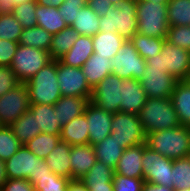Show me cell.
Wrapping results in <instances>:
<instances>
[{"mask_svg": "<svg viewBox=\"0 0 190 191\" xmlns=\"http://www.w3.org/2000/svg\"><path fill=\"white\" fill-rule=\"evenodd\" d=\"M60 140V135H51L41 132L24 146L37 157L44 159L56 147Z\"/></svg>", "mask_w": 190, "mask_h": 191, "instance_id": "cell-36", "label": "cell"}, {"mask_svg": "<svg viewBox=\"0 0 190 191\" xmlns=\"http://www.w3.org/2000/svg\"><path fill=\"white\" fill-rule=\"evenodd\" d=\"M178 116L179 124L190 127V83L177 81L170 97Z\"/></svg>", "mask_w": 190, "mask_h": 191, "instance_id": "cell-23", "label": "cell"}, {"mask_svg": "<svg viewBox=\"0 0 190 191\" xmlns=\"http://www.w3.org/2000/svg\"><path fill=\"white\" fill-rule=\"evenodd\" d=\"M114 169L105 163L96 161L88 173L80 178L85 185H105V183L113 182Z\"/></svg>", "mask_w": 190, "mask_h": 191, "instance_id": "cell-38", "label": "cell"}, {"mask_svg": "<svg viewBox=\"0 0 190 191\" xmlns=\"http://www.w3.org/2000/svg\"><path fill=\"white\" fill-rule=\"evenodd\" d=\"M96 161L93 145L72 146L70 149L71 180L80 179L88 173Z\"/></svg>", "mask_w": 190, "mask_h": 191, "instance_id": "cell-19", "label": "cell"}, {"mask_svg": "<svg viewBox=\"0 0 190 191\" xmlns=\"http://www.w3.org/2000/svg\"><path fill=\"white\" fill-rule=\"evenodd\" d=\"M19 42L0 39V66H10Z\"/></svg>", "mask_w": 190, "mask_h": 191, "instance_id": "cell-47", "label": "cell"}, {"mask_svg": "<svg viewBox=\"0 0 190 191\" xmlns=\"http://www.w3.org/2000/svg\"><path fill=\"white\" fill-rule=\"evenodd\" d=\"M7 180L4 162L0 160V189Z\"/></svg>", "mask_w": 190, "mask_h": 191, "instance_id": "cell-56", "label": "cell"}, {"mask_svg": "<svg viewBox=\"0 0 190 191\" xmlns=\"http://www.w3.org/2000/svg\"><path fill=\"white\" fill-rule=\"evenodd\" d=\"M36 2H24L14 7L15 19L22 25L23 29L37 26Z\"/></svg>", "mask_w": 190, "mask_h": 191, "instance_id": "cell-41", "label": "cell"}, {"mask_svg": "<svg viewBox=\"0 0 190 191\" xmlns=\"http://www.w3.org/2000/svg\"><path fill=\"white\" fill-rule=\"evenodd\" d=\"M137 115L146 134L180 125L170 98H147Z\"/></svg>", "mask_w": 190, "mask_h": 191, "instance_id": "cell-3", "label": "cell"}, {"mask_svg": "<svg viewBox=\"0 0 190 191\" xmlns=\"http://www.w3.org/2000/svg\"><path fill=\"white\" fill-rule=\"evenodd\" d=\"M142 166L144 181L152 184L164 185L173 188L172 167L173 160L149 149L143 143Z\"/></svg>", "mask_w": 190, "mask_h": 191, "instance_id": "cell-10", "label": "cell"}, {"mask_svg": "<svg viewBox=\"0 0 190 191\" xmlns=\"http://www.w3.org/2000/svg\"><path fill=\"white\" fill-rule=\"evenodd\" d=\"M112 6L119 5L124 0H107Z\"/></svg>", "mask_w": 190, "mask_h": 191, "instance_id": "cell-59", "label": "cell"}, {"mask_svg": "<svg viewBox=\"0 0 190 191\" xmlns=\"http://www.w3.org/2000/svg\"><path fill=\"white\" fill-rule=\"evenodd\" d=\"M87 5V0H65L58 8L67 26L74 23L80 8Z\"/></svg>", "mask_w": 190, "mask_h": 191, "instance_id": "cell-44", "label": "cell"}, {"mask_svg": "<svg viewBox=\"0 0 190 191\" xmlns=\"http://www.w3.org/2000/svg\"><path fill=\"white\" fill-rule=\"evenodd\" d=\"M57 80V60H52L25 82L30 104L54 105L62 97Z\"/></svg>", "mask_w": 190, "mask_h": 191, "instance_id": "cell-4", "label": "cell"}, {"mask_svg": "<svg viewBox=\"0 0 190 191\" xmlns=\"http://www.w3.org/2000/svg\"><path fill=\"white\" fill-rule=\"evenodd\" d=\"M122 101L121 78L110 74L106 76L94 89L90 102L109 113L120 111Z\"/></svg>", "mask_w": 190, "mask_h": 191, "instance_id": "cell-13", "label": "cell"}, {"mask_svg": "<svg viewBox=\"0 0 190 191\" xmlns=\"http://www.w3.org/2000/svg\"><path fill=\"white\" fill-rule=\"evenodd\" d=\"M4 165L7 178L26 179L32 185L53 173L44 159L37 157L24 145Z\"/></svg>", "mask_w": 190, "mask_h": 191, "instance_id": "cell-2", "label": "cell"}, {"mask_svg": "<svg viewBox=\"0 0 190 191\" xmlns=\"http://www.w3.org/2000/svg\"><path fill=\"white\" fill-rule=\"evenodd\" d=\"M78 32L71 26H67L57 34H53L49 54L52 60H59L70 50L74 42L79 38Z\"/></svg>", "mask_w": 190, "mask_h": 191, "instance_id": "cell-30", "label": "cell"}, {"mask_svg": "<svg viewBox=\"0 0 190 191\" xmlns=\"http://www.w3.org/2000/svg\"><path fill=\"white\" fill-rule=\"evenodd\" d=\"M67 191H89L80 179H72L69 181Z\"/></svg>", "mask_w": 190, "mask_h": 191, "instance_id": "cell-52", "label": "cell"}, {"mask_svg": "<svg viewBox=\"0 0 190 191\" xmlns=\"http://www.w3.org/2000/svg\"><path fill=\"white\" fill-rule=\"evenodd\" d=\"M51 61L48 51L19 44L10 67L17 79L25 83Z\"/></svg>", "mask_w": 190, "mask_h": 191, "instance_id": "cell-7", "label": "cell"}, {"mask_svg": "<svg viewBox=\"0 0 190 191\" xmlns=\"http://www.w3.org/2000/svg\"><path fill=\"white\" fill-rule=\"evenodd\" d=\"M57 77L62 96H76L91 100L92 89L82 72V68L72 67L57 60Z\"/></svg>", "mask_w": 190, "mask_h": 191, "instance_id": "cell-12", "label": "cell"}, {"mask_svg": "<svg viewBox=\"0 0 190 191\" xmlns=\"http://www.w3.org/2000/svg\"><path fill=\"white\" fill-rule=\"evenodd\" d=\"M93 40L91 36L80 35L73 46L59 60L68 66L82 68L88 58L93 55Z\"/></svg>", "mask_w": 190, "mask_h": 191, "instance_id": "cell-24", "label": "cell"}, {"mask_svg": "<svg viewBox=\"0 0 190 191\" xmlns=\"http://www.w3.org/2000/svg\"><path fill=\"white\" fill-rule=\"evenodd\" d=\"M15 5H9V0H0V15L13 13Z\"/></svg>", "mask_w": 190, "mask_h": 191, "instance_id": "cell-53", "label": "cell"}, {"mask_svg": "<svg viewBox=\"0 0 190 191\" xmlns=\"http://www.w3.org/2000/svg\"><path fill=\"white\" fill-rule=\"evenodd\" d=\"M52 34L39 26L23 29L19 44L49 51Z\"/></svg>", "mask_w": 190, "mask_h": 191, "instance_id": "cell-33", "label": "cell"}, {"mask_svg": "<svg viewBox=\"0 0 190 191\" xmlns=\"http://www.w3.org/2000/svg\"><path fill=\"white\" fill-rule=\"evenodd\" d=\"M144 179L113 175V191H142Z\"/></svg>", "mask_w": 190, "mask_h": 191, "instance_id": "cell-45", "label": "cell"}, {"mask_svg": "<svg viewBox=\"0 0 190 191\" xmlns=\"http://www.w3.org/2000/svg\"><path fill=\"white\" fill-rule=\"evenodd\" d=\"M22 31L23 27L13 13L0 15V39L20 42Z\"/></svg>", "mask_w": 190, "mask_h": 191, "instance_id": "cell-40", "label": "cell"}, {"mask_svg": "<svg viewBox=\"0 0 190 191\" xmlns=\"http://www.w3.org/2000/svg\"><path fill=\"white\" fill-rule=\"evenodd\" d=\"M99 17L88 5L80 8L74 23L70 26L73 27L79 35L94 36L99 31Z\"/></svg>", "mask_w": 190, "mask_h": 191, "instance_id": "cell-31", "label": "cell"}, {"mask_svg": "<svg viewBox=\"0 0 190 191\" xmlns=\"http://www.w3.org/2000/svg\"><path fill=\"white\" fill-rule=\"evenodd\" d=\"M70 179L52 173L39 179L34 185L36 191H67Z\"/></svg>", "mask_w": 190, "mask_h": 191, "instance_id": "cell-43", "label": "cell"}, {"mask_svg": "<svg viewBox=\"0 0 190 191\" xmlns=\"http://www.w3.org/2000/svg\"><path fill=\"white\" fill-rule=\"evenodd\" d=\"M88 102L86 98L62 96L54 104V112H57L60 125L63 127L70 120L81 116Z\"/></svg>", "mask_w": 190, "mask_h": 191, "instance_id": "cell-25", "label": "cell"}, {"mask_svg": "<svg viewBox=\"0 0 190 191\" xmlns=\"http://www.w3.org/2000/svg\"><path fill=\"white\" fill-rule=\"evenodd\" d=\"M0 191H36L34 185H32L26 179H9L2 185Z\"/></svg>", "mask_w": 190, "mask_h": 191, "instance_id": "cell-48", "label": "cell"}, {"mask_svg": "<svg viewBox=\"0 0 190 191\" xmlns=\"http://www.w3.org/2000/svg\"><path fill=\"white\" fill-rule=\"evenodd\" d=\"M87 5L98 15L105 16L112 6L107 0H87Z\"/></svg>", "mask_w": 190, "mask_h": 191, "instance_id": "cell-49", "label": "cell"}, {"mask_svg": "<svg viewBox=\"0 0 190 191\" xmlns=\"http://www.w3.org/2000/svg\"><path fill=\"white\" fill-rule=\"evenodd\" d=\"M61 140L71 146L89 144L88 122L86 115L70 120L61 129Z\"/></svg>", "mask_w": 190, "mask_h": 191, "instance_id": "cell-26", "label": "cell"}, {"mask_svg": "<svg viewBox=\"0 0 190 191\" xmlns=\"http://www.w3.org/2000/svg\"><path fill=\"white\" fill-rule=\"evenodd\" d=\"M111 59L93 53L82 66V72L91 89L100 83L106 76L112 74Z\"/></svg>", "mask_w": 190, "mask_h": 191, "instance_id": "cell-22", "label": "cell"}, {"mask_svg": "<svg viewBox=\"0 0 190 191\" xmlns=\"http://www.w3.org/2000/svg\"><path fill=\"white\" fill-rule=\"evenodd\" d=\"M145 144L149 149L172 160L190 156V127L179 125L148 133Z\"/></svg>", "mask_w": 190, "mask_h": 191, "instance_id": "cell-1", "label": "cell"}, {"mask_svg": "<svg viewBox=\"0 0 190 191\" xmlns=\"http://www.w3.org/2000/svg\"><path fill=\"white\" fill-rule=\"evenodd\" d=\"M71 145L60 140L56 147L44 158L51 171L58 176L71 180L70 149Z\"/></svg>", "mask_w": 190, "mask_h": 191, "instance_id": "cell-21", "label": "cell"}, {"mask_svg": "<svg viewBox=\"0 0 190 191\" xmlns=\"http://www.w3.org/2000/svg\"><path fill=\"white\" fill-rule=\"evenodd\" d=\"M167 21L169 26H190V0H170Z\"/></svg>", "mask_w": 190, "mask_h": 191, "instance_id": "cell-34", "label": "cell"}, {"mask_svg": "<svg viewBox=\"0 0 190 191\" xmlns=\"http://www.w3.org/2000/svg\"><path fill=\"white\" fill-rule=\"evenodd\" d=\"M177 81L164 69L150 68L146 64L139 82L148 98H170Z\"/></svg>", "mask_w": 190, "mask_h": 191, "instance_id": "cell-14", "label": "cell"}, {"mask_svg": "<svg viewBox=\"0 0 190 191\" xmlns=\"http://www.w3.org/2000/svg\"><path fill=\"white\" fill-rule=\"evenodd\" d=\"M144 1H153L155 3H164V4H168V2L170 0H135V2H144Z\"/></svg>", "mask_w": 190, "mask_h": 191, "instance_id": "cell-58", "label": "cell"}, {"mask_svg": "<svg viewBox=\"0 0 190 191\" xmlns=\"http://www.w3.org/2000/svg\"><path fill=\"white\" fill-rule=\"evenodd\" d=\"M37 0H9V5H19L23 4L24 2H36Z\"/></svg>", "mask_w": 190, "mask_h": 191, "instance_id": "cell-57", "label": "cell"}, {"mask_svg": "<svg viewBox=\"0 0 190 191\" xmlns=\"http://www.w3.org/2000/svg\"><path fill=\"white\" fill-rule=\"evenodd\" d=\"M94 53L112 59L126 41L118 33L99 31L92 36Z\"/></svg>", "mask_w": 190, "mask_h": 191, "instance_id": "cell-27", "label": "cell"}, {"mask_svg": "<svg viewBox=\"0 0 190 191\" xmlns=\"http://www.w3.org/2000/svg\"><path fill=\"white\" fill-rule=\"evenodd\" d=\"M29 111L36 118L37 129L42 133L61 135L62 126L58 122L57 112H54V105L30 104Z\"/></svg>", "mask_w": 190, "mask_h": 191, "instance_id": "cell-20", "label": "cell"}, {"mask_svg": "<svg viewBox=\"0 0 190 191\" xmlns=\"http://www.w3.org/2000/svg\"><path fill=\"white\" fill-rule=\"evenodd\" d=\"M166 41L190 52V26H169Z\"/></svg>", "mask_w": 190, "mask_h": 191, "instance_id": "cell-42", "label": "cell"}, {"mask_svg": "<svg viewBox=\"0 0 190 191\" xmlns=\"http://www.w3.org/2000/svg\"><path fill=\"white\" fill-rule=\"evenodd\" d=\"M136 11L138 33L154 38L167 37V4L153 1L136 2Z\"/></svg>", "mask_w": 190, "mask_h": 191, "instance_id": "cell-6", "label": "cell"}, {"mask_svg": "<svg viewBox=\"0 0 190 191\" xmlns=\"http://www.w3.org/2000/svg\"><path fill=\"white\" fill-rule=\"evenodd\" d=\"M142 191H175V190L168 186L144 182Z\"/></svg>", "mask_w": 190, "mask_h": 191, "instance_id": "cell-51", "label": "cell"}, {"mask_svg": "<svg viewBox=\"0 0 190 191\" xmlns=\"http://www.w3.org/2000/svg\"><path fill=\"white\" fill-rule=\"evenodd\" d=\"M121 85L120 111L128 114H138L148 98L140 82L133 78L121 79Z\"/></svg>", "mask_w": 190, "mask_h": 191, "instance_id": "cell-17", "label": "cell"}, {"mask_svg": "<svg viewBox=\"0 0 190 191\" xmlns=\"http://www.w3.org/2000/svg\"><path fill=\"white\" fill-rule=\"evenodd\" d=\"M171 180L175 191L190 189V156L173 160Z\"/></svg>", "mask_w": 190, "mask_h": 191, "instance_id": "cell-37", "label": "cell"}, {"mask_svg": "<svg viewBox=\"0 0 190 191\" xmlns=\"http://www.w3.org/2000/svg\"><path fill=\"white\" fill-rule=\"evenodd\" d=\"M187 81L190 83V73H189V76L187 78Z\"/></svg>", "mask_w": 190, "mask_h": 191, "instance_id": "cell-60", "label": "cell"}, {"mask_svg": "<svg viewBox=\"0 0 190 191\" xmlns=\"http://www.w3.org/2000/svg\"><path fill=\"white\" fill-rule=\"evenodd\" d=\"M146 64L150 68L163 69L164 68L163 56L160 53H158L153 57L147 59Z\"/></svg>", "mask_w": 190, "mask_h": 191, "instance_id": "cell-50", "label": "cell"}, {"mask_svg": "<svg viewBox=\"0 0 190 191\" xmlns=\"http://www.w3.org/2000/svg\"><path fill=\"white\" fill-rule=\"evenodd\" d=\"M30 108L28 89L20 83L6 94L0 96V123L10 126Z\"/></svg>", "mask_w": 190, "mask_h": 191, "instance_id": "cell-11", "label": "cell"}, {"mask_svg": "<svg viewBox=\"0 0 190 191\" xmlns=\"http://www.w3.org/2000/svg\"><path fill=\"white\" fill-rule=\"evenodd\" d=\"M89 191H113V183H105V185H88Z\"/></svg>", "mask_w": 190, "mask_h": 191, "instance_id": "cell-54", "label": "cell"}, {"mask_svg": "<svg viewBox=\"0 0 190 191\" xmlns=\"http://www.w3.org/2000/svg\"><path fill=\"white\" fill-rule=\"evenodd\" d=\"M124 150L111 136L106 137L102 142L94 145L97 161L105 163L112 169L116 168Z\"/></svg>", "mask_w": 190, "mask_h": 191, "instance_id": "cell-29", "label": "cell"}, {"mask_svg": "<svg viewBox=\"0 0 190 191\" xmlns=\"http://www.w3.org/2000/svg\"><path fill=\"white\" fill-rule=\"evenodd\" d=\"M160 54L163 56L164 70L176 80H187L190 73V52L164 41Z\"/></svg>", "mask_w": 190, "mask_h": 191, "instance_id": "cell-15", "label": "cell"}, {"mask_svg": "<svg viewBox=\"0 0 190 191\" xmlns=\"http://www.w3.org/2000/svg\"><path fill=\"white\" fill-rule=\"evenodd\" d=\"M37 26L42 27L50 34H57L67 27L63 17L59 13L58 7L41 6L36 3Z\"/></svg>", "mask_w": 190, "mask_h": 191, "instance_id": "cell-28", "label": "cell"}, {"mask_svg": "<svg viewBox=\"0 0 190 191\" xmlns=\"http://www.w3.org/2000/svg\"><path fill=\"white\" fill-rule=\"evenodd\" d=\"M22 146L10 126L0 127V160L5 162Z\"/></svg>", "mask_w": 190, "mask_h": 191, "instance_id": "cell-39", "label": "cell"}, {"mask_svg": "<svg viewBox=\"0 0 190 191\" xmlns=\"http://www.w3.org/2000/svg\"><path fill=\"white\" fill-rule=\"evenodd\" d=\"M165 40L166 38L148 37L137 32L130 42L136 48L139 55L147 60L161 52Z\"/></svg>", "mask_w": 190, "mask_h": 191, "instance_id": "cell-35", "label": "cell"}, {"mask_svg": "<svg viewBox=\"0 0 190 191\" xmlns=\"http://www.w3.org/2000/svg\"><path fill=\"white\" fill-rule=\"evenodd\" d=\"M84 114L88 122L89 144L94 146L110 136L112 113L98 108L89 101L84 109Z\"/></svg>", "mask_w": 190, "mask_h": 191, "instance_id": "cell-16", "label": "cell"}, {"mask_svg": "<svg viewBox=\"0 0 190 191\" xmlns=\"http://www.w3.org/2000/svg\"><path fill=\"white\" fill-rule=\"evenodd\" d=\"M10 127L22 145L41 133L40 129H37L36 118L29 110L14 121Z\"/></svg>", "mask_w": 190, "mask_h": 191, "instance_id": "cell-32", "label": "cell"}, {"mask_svg": "<svg viewBox=\"0 0 190 191\" xmlns=\"http://www.w3.org/2000/svg\"><path fill=\"white\" fill-rule=\"evenodd\" d=\"M65 0H37L36 3L46 7H59Z\"/></svg>", "mask_w": 190, "mask_h": 191, "instance_id": "cell-55", "label": "cell"}, {"mask_svg": "<svg viewBox=\"0 0 190 191\" xmlns=\"http://www.w3.org/2000/svg\"><path fill=\"white\" fill-rule=\"evenodd\" d=\"M111 128L110 136L124 149L146 142V132L137 114L114 113Z\"/></svg>", "mask_w": 190, "mask_h": 191, "instance_id": "cell-8", "label": "cell"}, {"mask_svg": "<svg viewBox=\"0 0 190 191\" xmlns=\"http://www.w3.org/2000/svg\"><path fill=\"white\" fill-rule=\"evenodd\" d=\"M20 83L10 66H0V96Z\"/></svg>", "mask_w": 190, "mask_h": 191, "instance_id": "cell-46", "label": "cell"}, {"mask_svg": "<svg viewBox=\"0 0 190 191\" xmlns=\"http://www.w3.org/2000/svg\"><path fill=\"white\" fill-rule=\"evenodd\" d=\"M143 143L126 148L114 169V174L130 178L144 179L143 166Z\"/></svg>", "mask_w": 190, "mask_h": 191, "instance_id": "cell-18", "label": "cell"}, {"mask_svg": "<svg viewBox=\"0 0 190 191\" xmlns=\"http://www.w3.org/2000/svg\"><path fill=\"white\" fill-rule=\"evenodd\" d=\"M112 74L121 79H136L140 81L145 72L146 60L142 58L132 45L126 40L118 52L111 59Z\"/></svg>", "mask_w": 190, "mask_h": 191, "instance_id": "cell-9", "label": "cell"}, {"mask_svg": "<svg viewBox=\"0 0 190 191\" xmlns=\"http://www.w3.org/2000/svg\"><path fill=\"white\" fill-rule=\"evenodd\" d=\"M135 0H124L111 6L105 16H100V31L118 33L125 40H131L137 33L138 19Z\"/></svg>", "mask_w": 190, "mask_h": 191, "instance_id": "cell-5", "label": "cell"}]
</instances>
